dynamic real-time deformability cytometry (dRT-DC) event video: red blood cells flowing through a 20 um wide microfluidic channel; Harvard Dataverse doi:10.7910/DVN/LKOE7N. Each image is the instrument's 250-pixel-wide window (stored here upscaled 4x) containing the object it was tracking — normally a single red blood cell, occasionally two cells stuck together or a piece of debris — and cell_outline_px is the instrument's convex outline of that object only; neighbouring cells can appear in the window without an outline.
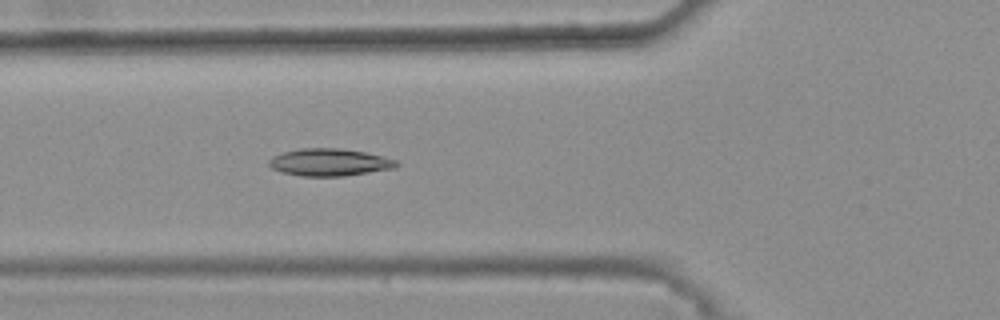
{"species": "common noctule bat (a hibernating species)", "species_latin": "Nyctalus noctula", "temperature_condition": "warm", "stored_images_in_passage": 40, "camera_frame_rate_fps": 3000, "um_per_image_px": 0.085, "animal": {"sex": "female", "body_mass_g": 25.1}, "frame": {"image": 1, "passage_image": 17, "time_ms": 5.333, "image_size_px": [1000, 320], "cell_outline_px": [[400, 164], [396, 168], [344, 176], [300, 176], [280, 172], [272, 168], [268, 164], [268, 160], [272, 156], [284, 152], [300, 148], [340, 148], [364, 152], [396, 160]], "centroid_in_image_um": [27.98, 13.8], "position_along_channel_um": 97.8, "area_um2": 20.35}}
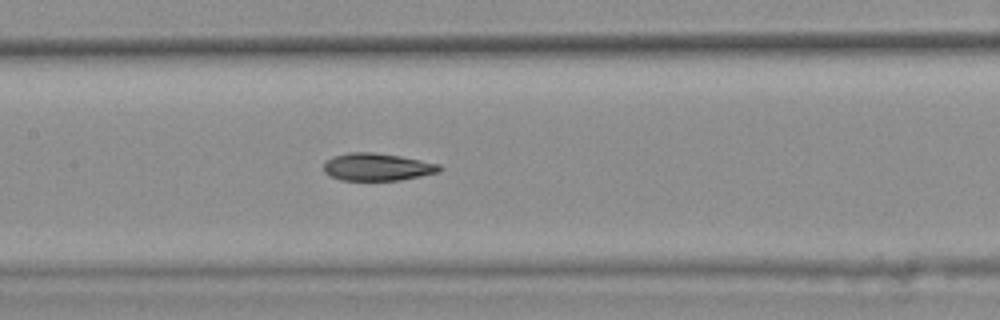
{"frame": {"image": 2, "passage_image": 23, "time_ms": 7.333, "image_size_px": [1000, 320], "cell_outline_px": [[444, 168], [440, 172], [400, 180], [340, 180], [324, 172], [324, 164], [332, 156], [348, 152], [372, 152], [400, 156], [440, 164]], "centroid_in_image_um": [32.09, 14.19], "position_along_channel_um": 175.3, "area_um2": 18.55}}
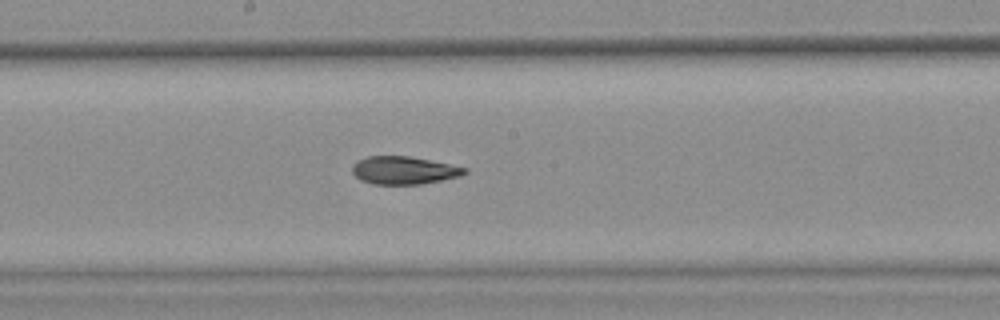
{"frame": {"image": 3, "passage_image": 26, "time_ms": 8.333, "image_size_px": [1000, 320], "cell_outline_px": [[468, 172], [460, 176], [420, 184], [372, 184], [360, 180], [352, 172], [352, 164], [356, 160], [368, 156], [408, 156], [468, 168]], "centroid_in_image_um": [34.28, 14.47], "position_along_channel_um": 213.9, "area_um2": 18.15}, "authors_computed_cell_mechanics": {"area_um2": 19.1318, "velocity_mm_per_s": 3.8607, "shape_relaxation_time_tau1_ms": 6.9725, "shape_relaxation_time_tau2_ms": 5.1096, "deformation_change_tau1": 0.1833, "deformation_change_tau2": 0.1082}}